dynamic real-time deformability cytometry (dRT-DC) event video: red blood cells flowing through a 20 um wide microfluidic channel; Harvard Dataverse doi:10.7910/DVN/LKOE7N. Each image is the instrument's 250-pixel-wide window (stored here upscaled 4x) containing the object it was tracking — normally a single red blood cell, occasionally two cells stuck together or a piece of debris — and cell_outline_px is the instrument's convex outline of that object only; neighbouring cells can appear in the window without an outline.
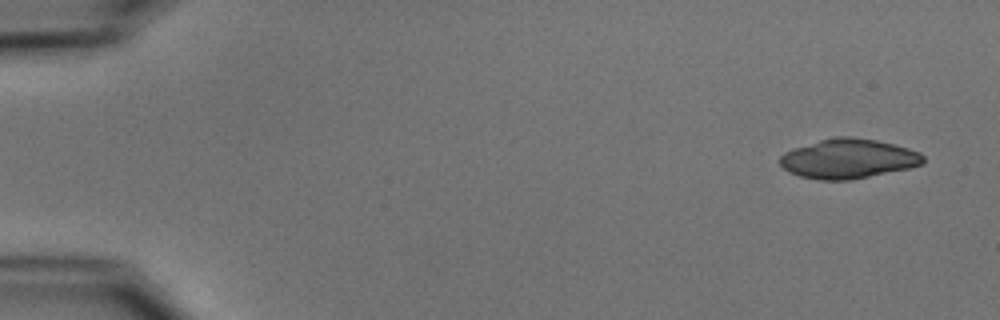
{"species": "common noctule bat (a hibernating species)", "species_latin": "Nyctalus noctula", "temperature_condition": "cold", "stored_images_in_passage": 5, "camera_frame_rate_fps": 3000, "um_per_image_px": 0.085, "animal": {"sex": "male", "body_mass_g": 15.6}, "frame": {"image": 1, "passage_image": 1, "time_ms": 0.0, "image_size_px": [1000, 320], "cell_outline_px": [[924, 164], [908, 168], [852, 180], [820, 180], [800, 176], [788, 172], [780, 164], [780, 156], [784, 152], [820, 140], [836, 136], [848, 136], [876, 140], [908, 148], [920, 152], [924, 156]], "centroid_in_image_um": [72.11, 13.5], "position_along_channel_um": 12.9, "area_um2": 32.89}}